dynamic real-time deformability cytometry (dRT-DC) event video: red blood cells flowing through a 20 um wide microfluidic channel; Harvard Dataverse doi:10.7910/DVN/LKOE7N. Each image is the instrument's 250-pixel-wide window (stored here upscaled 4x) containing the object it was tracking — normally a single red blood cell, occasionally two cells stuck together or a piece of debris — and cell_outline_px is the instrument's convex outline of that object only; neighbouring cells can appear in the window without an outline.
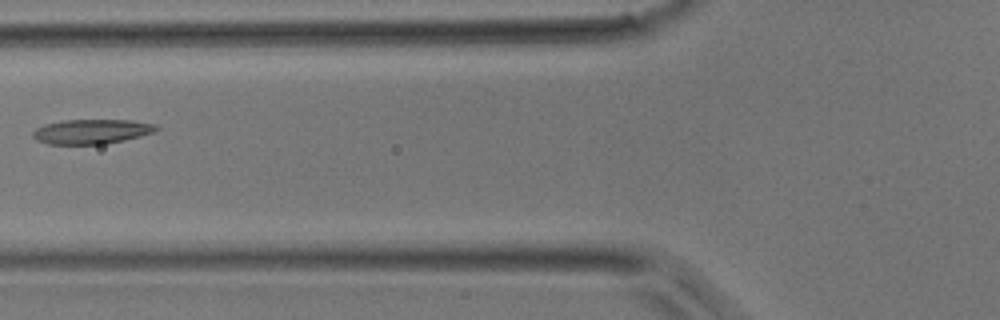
{"species": "common noctule bat (a hibernating species)", "species_latin": "Nyctalus noctula", "temperature_condition": "room temperature", "stored_images_in_passage": 2, "camera_frame_rate_fps": 3000, "um_per_image_px": 0.085, "animal": {"sex": "male", "body_mass_g": 17.9}, "frame": {"image": 1, "passage_image": 2, "time_ms": 1.0, "image_size_px": [1000, 320], "cell_outline_px": [[160, 128], [152, 132], [140, 136], [124, 140], [104, 144], [48, 144], [36, 140], [32, 136], [32, 132], [36, 128], [44, 124], [64, 120], [132, 120], [152, 124]], "centroid_in_image_um": [7.73, 11.18], "position_along_channel_um": 118.1, "area_um2": 17.63}}